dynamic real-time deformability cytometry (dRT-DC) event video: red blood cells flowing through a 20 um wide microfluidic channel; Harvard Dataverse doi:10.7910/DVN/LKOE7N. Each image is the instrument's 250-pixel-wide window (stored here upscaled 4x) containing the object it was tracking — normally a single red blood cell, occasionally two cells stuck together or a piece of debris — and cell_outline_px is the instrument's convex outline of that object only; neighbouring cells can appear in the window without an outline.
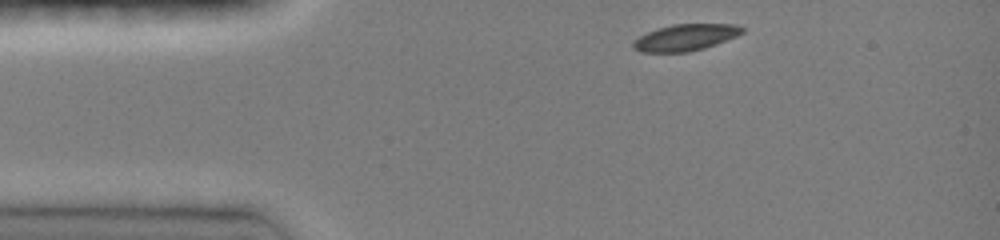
{"species": "common noctule bat (a hibernating species)", "species_latin": "Nyctalus noctula", "temperature_condition": "room temperature", "stored_images_in_passage": 36, "camera_frame_rate_fps": 3000, "um_per_image_px": 0.085, "animal": {"sex": "female", "body_mass_g": 19.0, "forearm_length_mm": 51.5}, "frame": {"image": 1, "passage_image": 1, "time_ms": 0.0, "image_size_px": [1000, 240], "cell_outline_px": [[744, 32], [736, 36], [704, 48], [688, 52], [640, 52], [632, 48], [632, 44], [640, 36], [648, 32], [672, 24], [736, 24], [744, 28]], "centroid_in_image_um": [58.27, 3.18], "position_along_channel_um": 26.7, "area_um2": 16.65}}
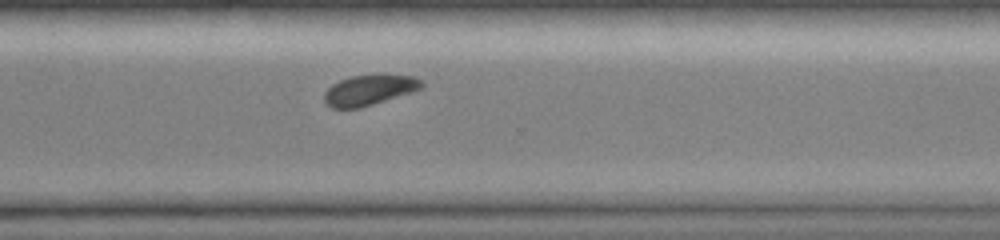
{"frame": {"image": 2, "passage_image": 28, "time_ms": 9.0, "image_size_px": [1000, 240], "cell_outline_px": [[424, 84], [420, 88], [360, 108], [332, 108], [324, 100], [324, 92], [332, 84], [340, 80], [352, 76], [380, 72], [384, 72], [416, 76]], "centroid_in_image_um": [31.38, 7.59], "position_along_channel_um": 339.2, "area_um2": 17.46}}
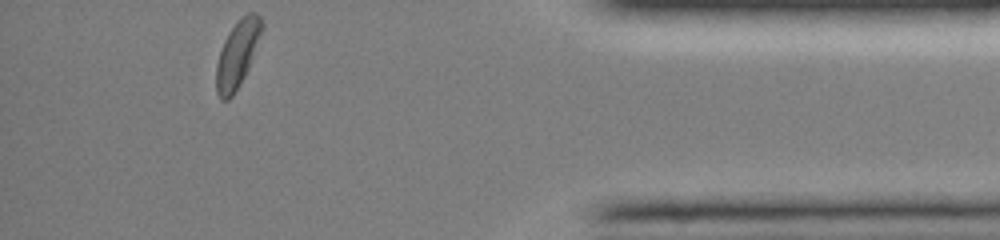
{"frame": {"image": 3, "passage_image": 36, "time_ms": 11.667, "image_size_px": [1000, 240], "cell_outline_px": [[264, 28], [248, 68], [244, 76], [232, 96], [228, 100], [220, 100], [216, 92], [216, 64], [224, 40], [228, 32], [240, 16], [248, 12], [256, 12], [260, 16], [264, 24]], "centroid_in_image_um": [20.18, 4.55], "position_along_channel_um": 415.0, "area_um2": 17.86}, "authors_computed_cell_mechanics": {"area_um2": 17.9469, "velocity_mm_per_s": 4.0079, "shape_relaxation_time_tau1_ms": 2.2093, "shape_relaxation_time_tau2_ms": null, "deformation_change_tau1": 0.0919, "deformation_change_tau2": null}}